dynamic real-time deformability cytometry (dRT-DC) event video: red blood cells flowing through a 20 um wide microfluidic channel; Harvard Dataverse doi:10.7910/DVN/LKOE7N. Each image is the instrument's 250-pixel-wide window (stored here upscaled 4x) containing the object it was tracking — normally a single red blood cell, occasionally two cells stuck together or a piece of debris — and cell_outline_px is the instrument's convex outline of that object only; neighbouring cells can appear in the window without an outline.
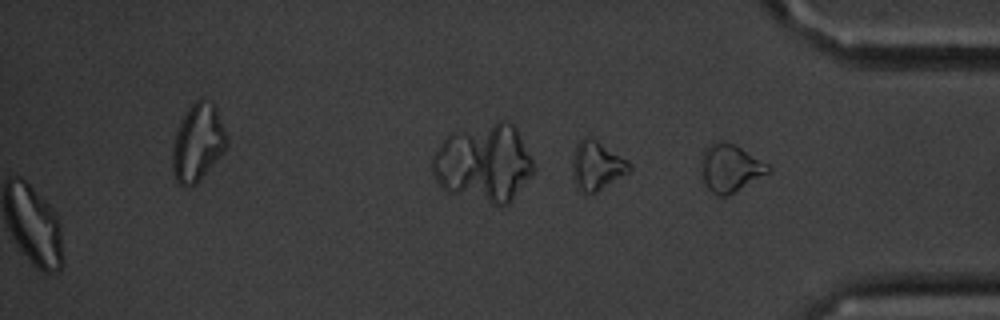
{"species": "common noctule bat (a hibernating species)", "species_latin": "Nyctalus noctula", "temperature_condition": "cold", "stored_images_in_passage": 58, "segment_of_instrument_passage": [2, 2], "camera_frame_rate_fps": 3000, "um_per_image_px": 0.085, "animal": {"sex": "male", "body_mass_g": 20.1, "forearm_length_mm": 53.5}, "frame": {"image": 1, "passage_image": 58, "time_ms": 19.0, "image_size_px": [1000, 320], "cell_outline_px": [[772, 172], [728, 196], [716, 196], [704, 184], [700, 156], [704, 148], [712, 140], [724, 140], [736, 144], [768, 164], [772, 168]], "centroid_in_image_um": [62.07, 14.25], "position_along_channel_um": 373.1, "area_um2": 19.31}}